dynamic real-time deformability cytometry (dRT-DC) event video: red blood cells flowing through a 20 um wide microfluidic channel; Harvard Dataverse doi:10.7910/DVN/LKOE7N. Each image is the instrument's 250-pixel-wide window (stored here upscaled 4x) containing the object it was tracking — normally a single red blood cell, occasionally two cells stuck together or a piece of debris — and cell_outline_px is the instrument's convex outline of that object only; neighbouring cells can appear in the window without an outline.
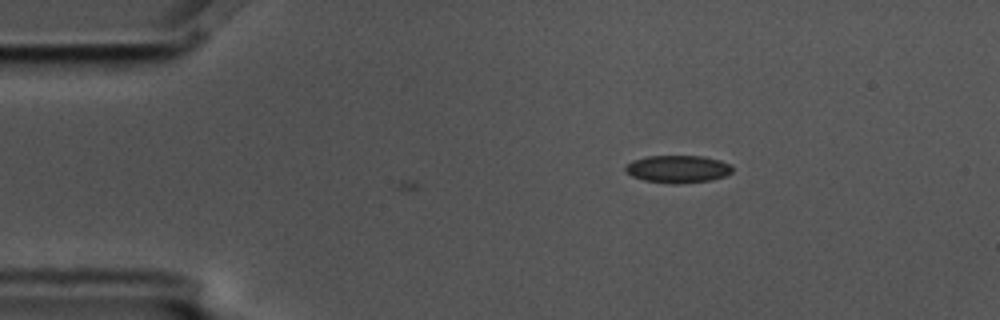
{"species": "common noctule bat (a hibernating species)", "species_latin": "Nyctalus noctula", "temperature_condition": "cold", "stored_images_in_passage": 4, "camera_frame_rate_fps": 3000, "um_per_image_px": 0.085, "animal": {"sex": "male", "body_mass_g": 17.5, "forearm_length_mm": 52.3}, "frame": {"image": 1, "passage_image": 4, "time_ms": 1.0, "image_size_px": [1000, 320], "cell_outline_px": [[732, 172], [724, 176], [712, 180], [680, 184], [672, 184], [644, 180], [632, 176], [624, 172], [624, 164], [632, 160], [648, 156], [704, 156], [720, 160], [732, 164]], "centroid_in_image_um": [57.59, 14.37], "position_along_channel_um": 27.4, "area_um2": 17.46}}